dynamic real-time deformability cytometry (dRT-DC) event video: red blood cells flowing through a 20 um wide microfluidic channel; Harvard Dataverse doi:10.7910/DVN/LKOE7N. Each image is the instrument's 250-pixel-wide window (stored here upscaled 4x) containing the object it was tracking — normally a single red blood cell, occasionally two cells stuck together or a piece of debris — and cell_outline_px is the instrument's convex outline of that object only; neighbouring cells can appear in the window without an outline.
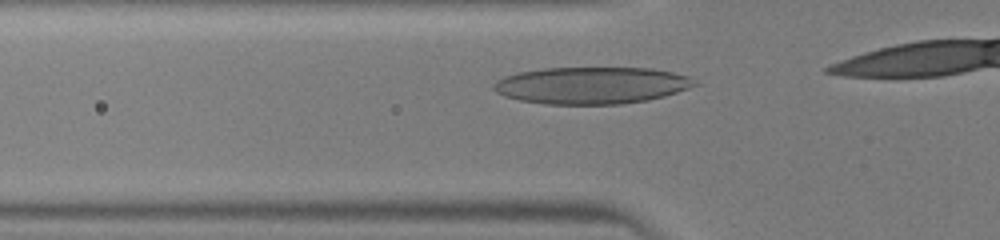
{"species": "human", "species_latin": "Homo sapiens", "temperature_condition": "warm", "stored_images_in_passage": 8, "camera_frame_rate_fps": 3000, "um_per_image_px": 0.085, "donor": {"sex": "male"}, "frame": {"image": 1, "passage_image": 3, "time_ms": 0.667, "image_size_px": [1000, 240], "cell_outline_px": [[700, 84], [664, 96], [648, 100], [620, 104], [544, 104], [520, 100], [504, 96], [496, 92], [492, 88], [492, 84], [496, 80], [504, 76], [520, 72], [544, 68], [652, 68], [672, 72], [688, 76]], "centroid_in_image_um": [50.26, 7.25], "position_along_channel_um": 75.5, "area_um2": 43.29}}
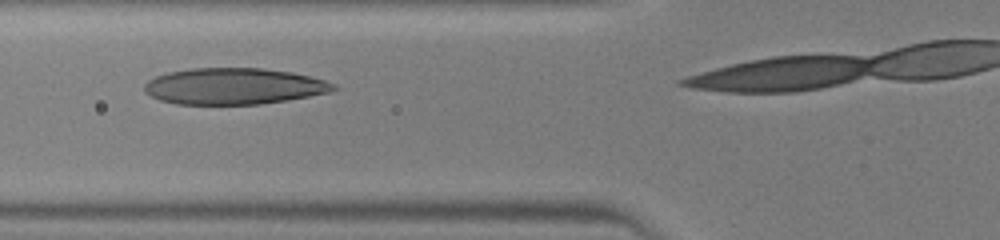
{"frame": {"image": 2, "passage_image": 5, "time_ms": 1.333, "image_size_px": [1000, 240], "cell_outline_px": [[340, 88], [328, 92], [288, 100], [260, 104], [176, 104], [160, 100], [144, 92], [144, 84], [148, 80], [156, 76], [168, 72], [192, 68], [264, 68], [292, 72], [324, 80], [336, 84]], "centroid_in_image_um": [19.87, 7.33], "position_along_channel_um": 105.9, "area_um2": 40.06}}
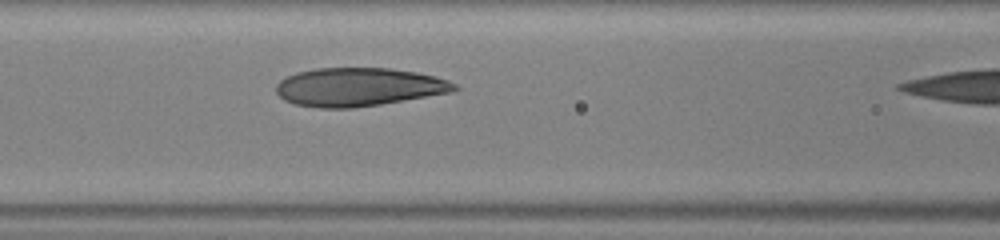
{"frame": {"image": 3, "passage_image": 7, "time_ms": 2.0, "image_size_px": [1000, 240], "cell_outline_px": [[460, 88], [452, 92], [380, 104], [352, 108], [320, 108], [296, 104], [284, 100], [276, 92], [276, 84], [280, 80], [296, 72], [316, 68], [388, 68], [416, 72], [448, 80], [456, 84]], "centroid_in_image_um": [30.47, 7.39], "position_along_channel_um": 136.1, "area_um2": 39.77}}